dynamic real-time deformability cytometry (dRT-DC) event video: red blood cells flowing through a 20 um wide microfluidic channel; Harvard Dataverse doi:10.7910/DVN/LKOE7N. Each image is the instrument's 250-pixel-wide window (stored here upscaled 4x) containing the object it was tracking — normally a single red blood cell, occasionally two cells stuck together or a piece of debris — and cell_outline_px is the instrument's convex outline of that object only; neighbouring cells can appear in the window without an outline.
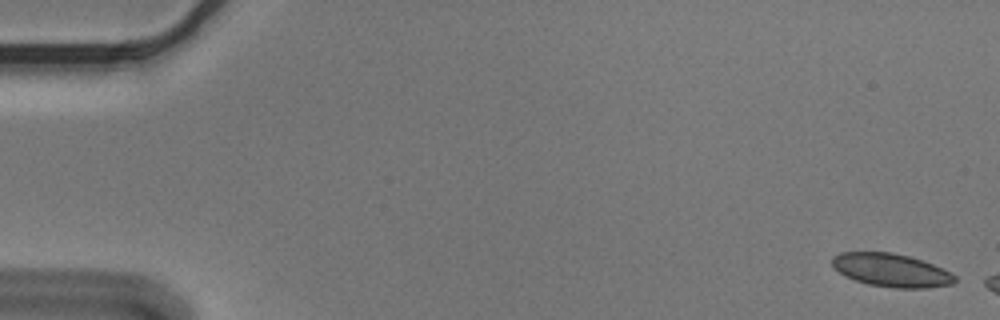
{"species": "Egyptian fruit bat (a non-hibernating species)", "species_latin": "Rousettus aegyptiacus", "temperature_condition": "cold", "stored_images_in_passage": 3, "camera_frame_rate_fps": 3000, "um_per_image_px": 0.085, "animal": {"sex": "male"}, "frame": {"image": 1, "passage_image": 1, "time_ms": 0.0, "image_size_px": [1000, 320], "cell_outline_px": [[956, 280], [952, 284], [928, 288], [896, 288], [868, 284], [856, 280], [840, 272], [832, 264], [832, 256], [840, 252], [892, 252], [908, 256], [932, 264], [952, 272], [956, 276]], "centroid_in_image_um": [75.79, 22.96], "position_along_channel_um": 9.2, "area_um2": 23.58}}